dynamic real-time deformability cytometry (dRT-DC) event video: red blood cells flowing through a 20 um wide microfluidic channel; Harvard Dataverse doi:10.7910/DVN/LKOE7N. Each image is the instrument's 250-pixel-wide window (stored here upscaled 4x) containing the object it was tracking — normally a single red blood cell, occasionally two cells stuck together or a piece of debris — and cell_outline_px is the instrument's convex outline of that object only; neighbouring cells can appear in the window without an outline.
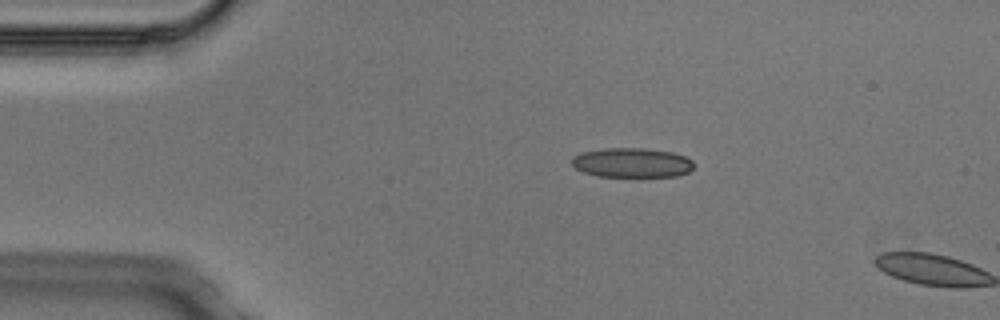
{"species": "Egyptian fruit bat (a non-hibernating species)", "species_latin": "Rousettus aegyptiacus", "temperature_condition": "cold", "stored_images_in_passage": 2, "camera_frame_rate_fps": 3000, "um_per_image_px": 0.085, "animal": {"sex": "male"}, "frame": {"image": 1, "passage_image": 1, "time_ms": 0.0, "image_size_px": [1000, 320], "cell_outline_px": [[692, 168], [688, 172], [676, 176], [596, 176], [584, 172], [576, 168], [572, 164], [572, 156], [584, 152], [604, 148], [644, 148], [672, 152], [684, 156], [692, 160]], "centroid_in_image_um": [53.7, 13.82], "position_along_channel_um": 31.3, "area_um2": 20.81}}